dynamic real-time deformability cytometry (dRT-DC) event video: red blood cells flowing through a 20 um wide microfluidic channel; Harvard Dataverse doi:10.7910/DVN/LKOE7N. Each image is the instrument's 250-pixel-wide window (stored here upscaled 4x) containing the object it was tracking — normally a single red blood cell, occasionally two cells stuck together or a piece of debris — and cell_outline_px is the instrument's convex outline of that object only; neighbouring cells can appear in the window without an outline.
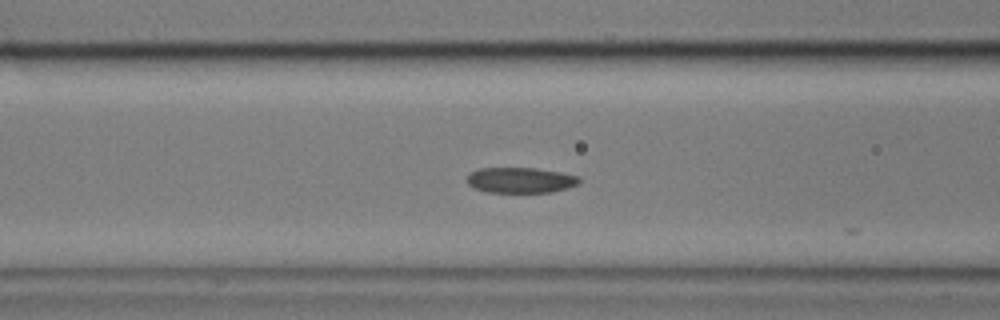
{"species": "common noctule bat (a hibernating species)", "species_latin": "Nyctalus noctula", "temperature_condition": "cold", "stored_images_in_passage": 9, "camera_frame_rate_fps": 3000, "um_per_image_px": 0.085, "animal": {"sex": "male", "body_mass_g": 17.9}, "frame": {"image": 1, "passage_image": 5, "time_ms": 1.333, "image_size_px": [1000, 320], "cell_outline_px": [[580, 184], [568, 188], [552, 192], [488, 192], [476, 188], [468, 184], [468, 176], [472, 172], [480, 168], [536, 168], [560, 172], [580, 176]], "centroid_in_image_um": [44.31, 15.31], "position_along_channel_um": 122.3, "area_um2": 16.65}}